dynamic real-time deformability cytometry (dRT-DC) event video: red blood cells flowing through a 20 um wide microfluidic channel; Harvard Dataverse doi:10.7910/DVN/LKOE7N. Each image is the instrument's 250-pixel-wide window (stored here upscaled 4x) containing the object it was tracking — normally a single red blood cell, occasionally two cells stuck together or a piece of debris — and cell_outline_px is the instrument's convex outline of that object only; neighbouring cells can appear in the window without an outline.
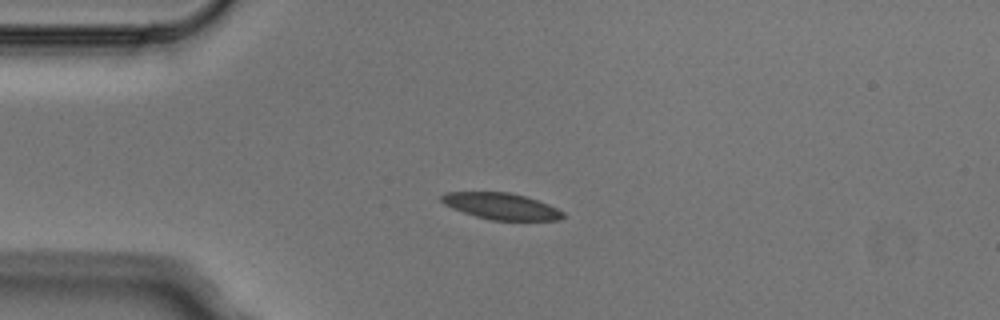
{"species": "Egyptian fruit bat (a non-hibernating species)", "species_latin": "Rousettus aegyptiacus", "temperature_condition": "cold", "stored_images_in_passage": 6, "camera_frame_rate_fps": 3000, "um_per_image_px": 0.085, "animal": {"sex": "male"}, "frame": {"image": 1, "passage_image": 3, "time_ms": 0.667, "image_size_px": [1000, 320], "cell_outline_px": [[564, 216], [560, 220], [492, 220], [476, 216], [452, 208], [444, 204], [440, 200], [440, 196], [444, 192], [508, 192], [524, 196], [548, 204], [564, 212]], "centroid_in_image_um": [42.58, 17.52], "position_along_channel_um": 42.4, "area_um2": 18.55}}
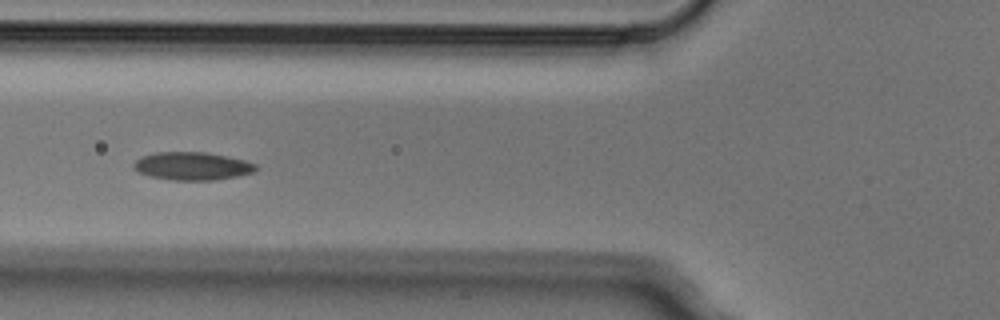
{"frame": {"image": 2, "passage_image": 5, "time_ms": 1.333, "image_size_px": [1000, 320], "cell_outline_px": [[256, 168], [252, 172], [236, 176], [216, 180], [172, 180], [152, 176], [136, 172], [132, 168], [132, 164], [136, 160], [144, 156], [156, 152], [204, 152], [228, 156], [244, 160], [256, 164]], "centroid_in_image_um": [16.3, 14.11], "position_along_channel_um": 109.5, "area_um2": 19.83}}
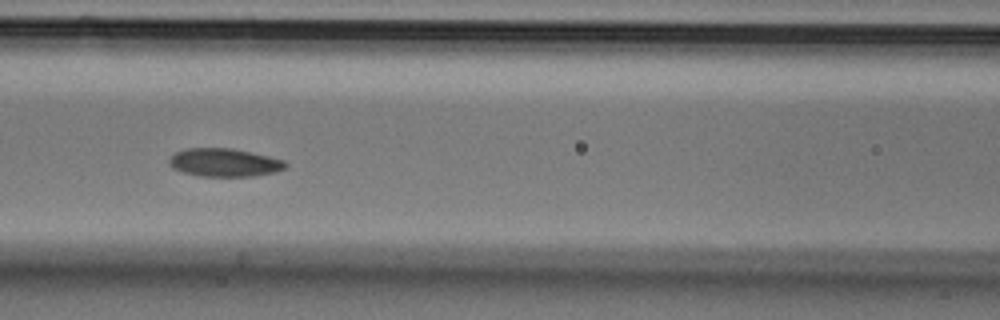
{"frame": {"image": 3, "passage_image": 6, "time_ms": 1.667, "image_size_px": [1000, 320], "cell_outline_px": [[288, 164], [284, 168], [276, 172], [252, 176], [200, 176], [180, 172], [172, 168], [168, 164], [168, 160], [176, 152], [184, 148], [232, 148], [268, 156], [284, 160]], "centroid_in_image_um": [19.03, 13.81], "position_along_channel_um": 147.6, "area_um2": 19.19}}